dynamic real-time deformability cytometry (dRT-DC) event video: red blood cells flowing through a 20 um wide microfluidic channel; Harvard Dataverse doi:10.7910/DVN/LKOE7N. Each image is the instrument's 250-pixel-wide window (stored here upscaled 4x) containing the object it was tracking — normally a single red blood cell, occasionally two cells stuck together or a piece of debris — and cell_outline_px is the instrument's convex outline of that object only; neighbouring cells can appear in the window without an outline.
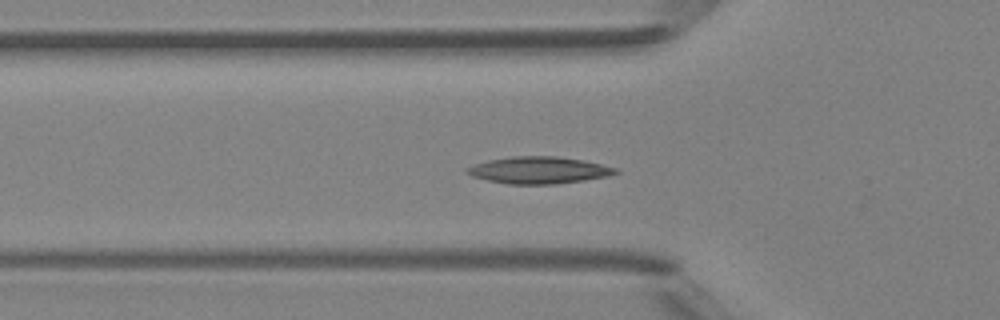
{"species": "Egyptian fruit bat (a non-hibernating species)", "species_latin": "Rousettus aegyptiacus", "temperature_condition": "room temperature", "stored_images_in_passage": 36, "camera_frame_rate_fps": 3000, "um_per_image_px": 0.085, "animal": {"sex": "female"}, "frame": {"image": 1, "passage_image": 3, "time_ms": 0.667, "image_size_px": [1000, 320], "cell_outline_px": [[620, 172], [608, 176], [584, 180], [556, 184], [508, 184], [488, 180], [472, 176], [464, 172], [464, 168], [488, 160], [512, 156], [556, 156], [584, 160], [620, 168]], "centroid_in_image_um": [45.83, 14.46], "position_along_channel_um": 80.0, "area_um2": 23.47}}
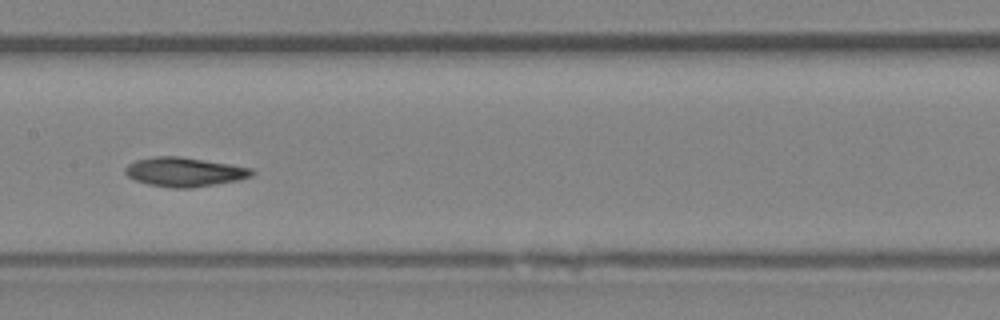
{"frame": {"image": 2, "passage_image": 11, "time_ms": 3.333, "image_size_px": [1000, 320], "cell_outline_px": [[256, 172], [252, 176], [240, 180], [192, 188], [172, 188], [148, 184], [136, 180], [128, 176], [124, 172], [124, 168], [128, 164], [136, 160], [152, 156], [180, 156], [252, 168]], "centroid_in_image_um": [15.68, 14.62], "position_along_channel_um": 191.7, "area_um2": 21.62}}
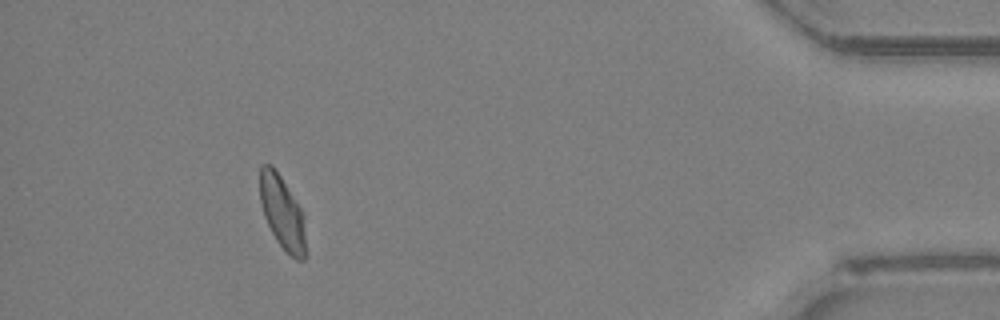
{"frame": {"image": 3, "passage_image": 31, "time_ms": 10.0, "image_size_px": [1000, 320], "cell_outline_px": [[304, 260], [296, 260], [276, 240], [264, 216], [260, 200], [260, 164], [272, 164], [280, 176], [300, 208], [304, 232]], "centroid_in_image_um": [23.94, 18.02], "position_along_channel_um": 411.3, "area_um2": 18.79}, "authors_computed_cell_mechanics": {"area_um2": 21.2704, "velocity_mm_per_s": 4.2072, "shape_relaxation_time_tau1_ms": 7.1597, "shape_relaxation_time_tau2_ms": 5.4667, "deformation_change_tau1": 0.1748, "deformation_change_tau2": 0.1049}}